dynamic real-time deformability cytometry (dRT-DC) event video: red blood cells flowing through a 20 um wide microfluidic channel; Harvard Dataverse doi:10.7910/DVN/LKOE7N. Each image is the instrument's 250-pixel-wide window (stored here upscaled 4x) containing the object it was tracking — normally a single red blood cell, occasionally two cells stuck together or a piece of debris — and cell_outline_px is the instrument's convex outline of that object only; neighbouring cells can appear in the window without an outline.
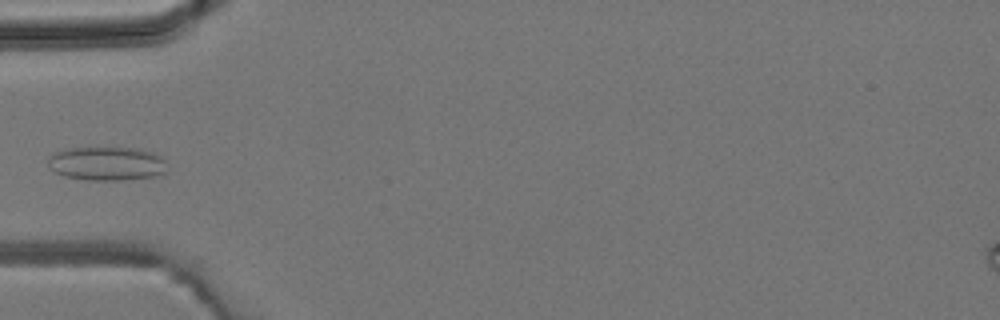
{"species": "common noctule bat (a hibernating species)", "species_latin": "Nyctalus noctula", "temperature_condition": "room temperature", "stored_images_in_passage": 5, "camera_frame_rate_fps": 3000, "um_per_image_px": 0.085, "animal": {"sex": "male", "body_mass_g": 19.2, "forearm_length_mm": 51.8}, "frame": {"image": 1, "passage_image": 5, "time_ms": 4.667, "image_size_px": [1000, 320], "cell_outline_px": [[168, 172], [156, 176], [120, 180], [88, 180], [64, 176], [48, 168], [48, 156], [56, 152], [68, 148], [140, 148], [152, 152], [160, 156], [164, 160]], "centroid_in_image_um": [9.08, 13.91], "position_along_channel_um": 75.9, "area_um2": 23.58}}